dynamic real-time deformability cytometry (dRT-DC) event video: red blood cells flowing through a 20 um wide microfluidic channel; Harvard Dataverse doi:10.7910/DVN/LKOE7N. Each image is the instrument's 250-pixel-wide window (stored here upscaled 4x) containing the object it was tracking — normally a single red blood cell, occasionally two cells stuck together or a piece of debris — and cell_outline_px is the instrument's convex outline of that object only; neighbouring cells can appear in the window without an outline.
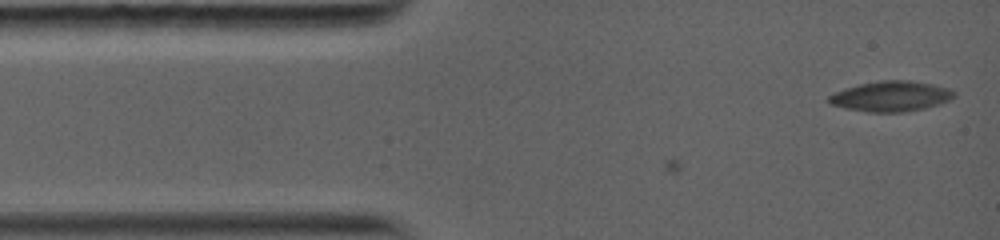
{"species": "common noctule bat (a hibernating species)", "species_latin": "Nyctalus noctula", "temperature_condition": "warm", "stored_images_in_passage": 47, "camera_frame_rate_fps": 5000, "um_per_image_px": 0.085, "animal": {"sex": "female", "body_mass_g": 19.0, "forearm_length_mm": 56.7}, "frame": {"image": 1, "passage_image": 1, "time_ms": 0.0, "image_size_px": [1000, 240], "cell_outline_px": [[956, 96], [940, 104], [924, 108], [904, 112], [868, 112], [844, 108], [828, 104], [824, 100], [828, 96], [844, 88], [860, 84], [880, 80], [908, 80], [932, 84], [948, 88], [956, 92]], "centroid_in_image_um": [75.69, 8.19], "position_along_channel_um": 9.3, "area_um2": 22.31}}
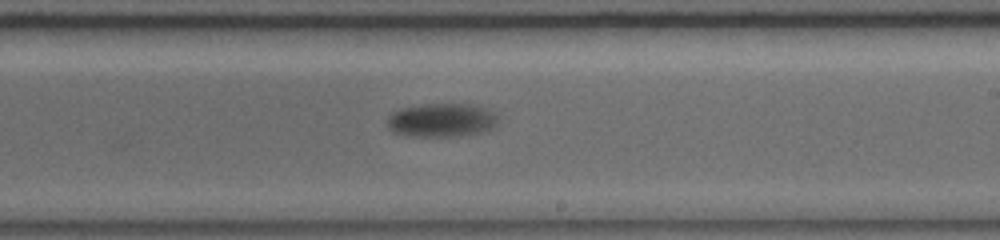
{"frame": {"image": 2, "passage_image": 21, "time_ms": 8.0, "image_size_px": [1000, 240], "cell_outline_px": [[500, 120], [492, 128], [480, 132], [456, 136], [404, 136], [392, 132], [388, 128], [388, 116], [392, 112], [404, 108], [420, 104], [476, 104], [488, 108]], "centroid_in_image_um": [37.53, 10.21], "position_along_channel_um": 251.5, "area_um2": 21.91}}
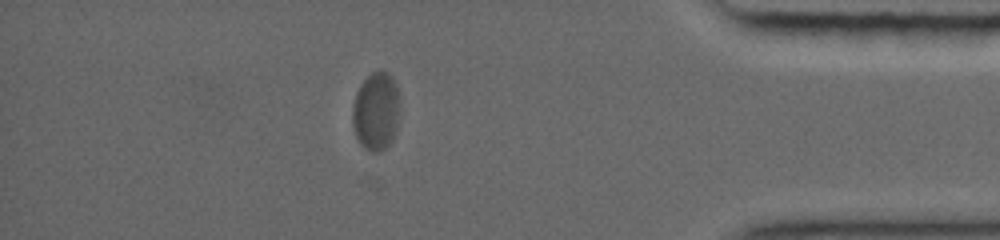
{"frame": {"image": 3, "passage_image": 34, "time_ms": 12.8, "image_size_px": [1000, 240], "cell_outline_px": [[400, 104], [396, 132], [392, 140], [380, 152], [372, 152], [364, 148], [360, 144], [356, 136], [352, 124], [352, 108], [356, 92], [360, 84], [372, 72], [380, 68], [388, 72], [392, 76], [396, 84], [400, 96]], "centroid_in_image_um": [31.98, 9.42], "position_along_channel_um": 403.2, "area_um2": 22.14}, "authors_computed_cell_mechanics": {"area_um2": 21.964, "velocity_mm_per_s": 3.8837, "shape_relaxation_time_tau1_ms": 2.397, "shape_relaxation_time_tau2_ms": null, "deformation_change_tau1": 0.1123, "deformation_change_tau2": null}}